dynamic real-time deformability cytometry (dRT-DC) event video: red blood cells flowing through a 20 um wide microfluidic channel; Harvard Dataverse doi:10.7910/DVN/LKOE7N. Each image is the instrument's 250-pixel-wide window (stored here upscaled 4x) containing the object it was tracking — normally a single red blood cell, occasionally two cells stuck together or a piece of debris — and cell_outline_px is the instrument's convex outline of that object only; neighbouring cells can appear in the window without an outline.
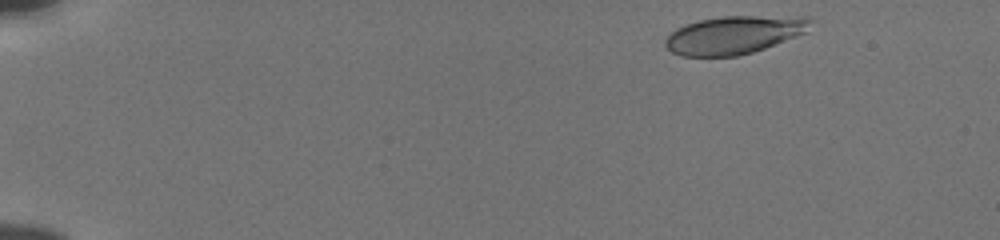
{"species": "human", "species_latin": "Homo sapiens", "temperature_condition": "cold", "stored_images_in_passage": 51, "camera_frame_rate_fps": 3000, "um_per_image_px": 0.085, "donor": {"sex": "male"}, "frame": {"image": 1, "passage_image": 3, "time_ms": 0.667, "image_size_px": [1000, 240], "cell_outline_px": [[812, 20], [808, 32], [764, 48], [752, 52], [736, 56], [680, 56], [672, 52], [664, 44], [664, 40], [676, 28], [684, 24], [700, 20], [720, 16], [812, 16]], "centroid_in_image_um": [62.43, 2.95], "position_along_channel_um": 22.6, "area_um2": 32.37}}
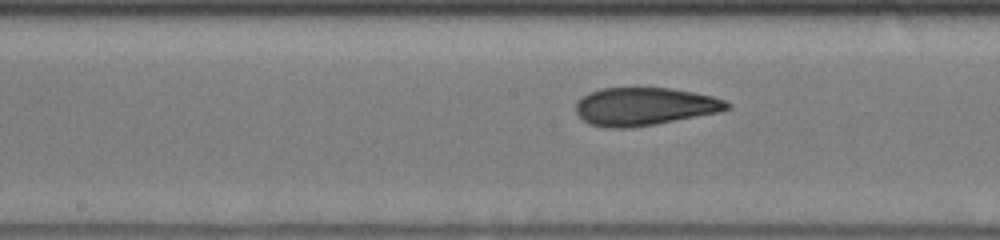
{"frame": {"image": 2, "passage_image": 26, "time_ms": 8.333, "image_size_px": [1000, 240], "cell_outline_px": [[732, 108], [720, 112], [656, 124], [632, 128], [608, 128], [588, 124], [576, 112], [576, 100], [588, 92], [600, 88], [668, 88], [692, 92], [712, 96], [724, 100], [732, 104]], "centroid_in_image_um": [54.77, 9.06], "position_along_channel_um": 193.4, "area_um2": 33.64}}
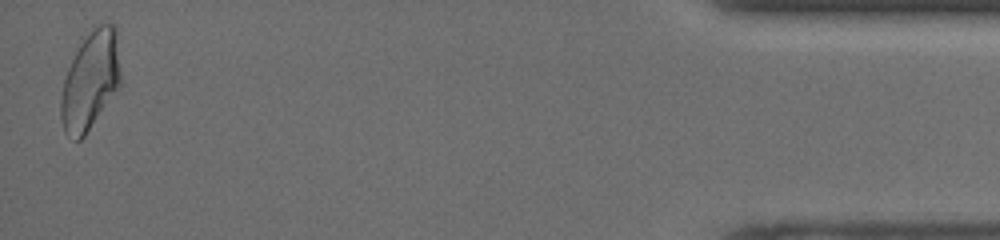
{"frame": {"image": 3, "passage_image": 50, "time_ms": 16.333, "image_size_px": [1000, 240], "cell_outline_px": [[120, 84], [84, 136], [80, 140], [76, 140], [64, 132], [60, 116], [60, 100], [64, 80], [68, 68], [80, 44], [100, 24], [116, 24], [120, 72]], "centroid_in_image_um": [7.67, 6.87], "position_along_channel_um": 427.5, "area_um2": 33.35}, "authors_computed_cell_mechanics": {"area_um2": 33.0616, "velocity_mm_per_s": 3.837, "shape_relaxation_time_tau1_ms": 10.7219, "shape_relaxation_time_tau2_ms": 1.5956, "deformation_change_tau1": 0.2568, "deformation_change_tau2": 0.0805}}